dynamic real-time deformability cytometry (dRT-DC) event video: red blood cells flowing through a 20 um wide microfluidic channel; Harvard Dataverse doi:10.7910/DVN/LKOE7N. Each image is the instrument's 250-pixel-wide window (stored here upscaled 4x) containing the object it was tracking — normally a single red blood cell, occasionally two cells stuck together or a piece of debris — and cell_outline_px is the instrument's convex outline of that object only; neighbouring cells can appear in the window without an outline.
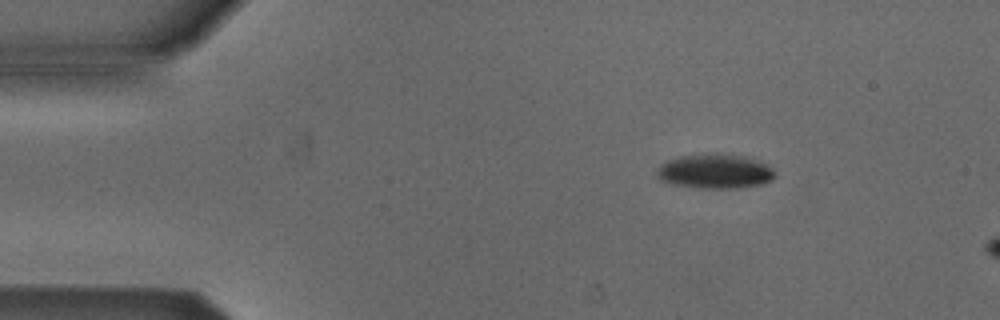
{"species": "Egyptian fruit bat (a non-hibernating species)", "species_latin": "Rousettus aegyptiacus", "temperature_condition": "cold", "stored_images_in_passage": 4, "camera_frame_rate_fps": 3000, "um_per_image_px": 0.085, "animal": {"sex": "male"}, "frame": {"image": 1, "passage_image": 2, "time_ms": 0.333, "image_size_px": [1000, 320], "cell_outline_px": [[776, 176], [772, 180], [760, 184], [736, 188], [696, 188], [672, 184], [660, 180], [656, 176], [656, 172], [660, 164], [668, 160], [680, 156], [712, 152], [728, 152], [748, 156], [768, 164], [772, 168]], "centroid_in_image_um": [60.78, 14.53], "position_along_channel_um": 24.2, "area_um2": 24.45}}